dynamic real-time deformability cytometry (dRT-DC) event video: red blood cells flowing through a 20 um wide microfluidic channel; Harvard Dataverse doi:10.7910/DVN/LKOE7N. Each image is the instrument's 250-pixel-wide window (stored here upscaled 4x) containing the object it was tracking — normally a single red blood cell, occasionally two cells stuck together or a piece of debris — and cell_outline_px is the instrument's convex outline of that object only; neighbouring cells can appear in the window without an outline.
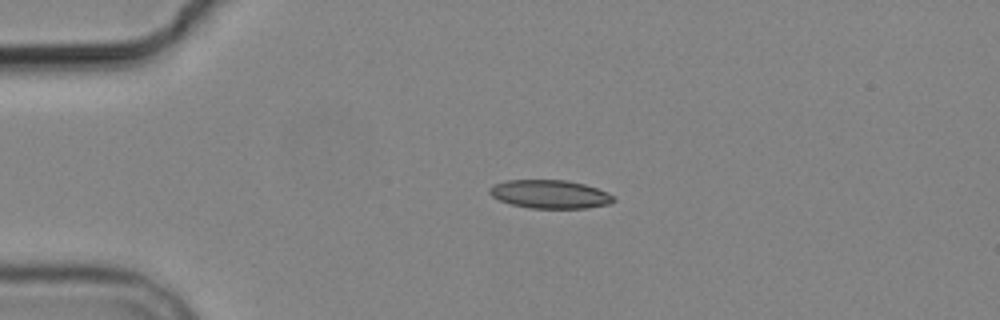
{"species": "common noctule bat (a hibernating species)", "species_latin": "Nyctalus noctula", "temperature_condition": "cold", "stored_images_in_passage": 2, "camera_frame_rate_fps": 3000, "um_per_image_px": 0.085, "animal": {"sex": "male", "body_mass_g": 19.2, "forearm_length_mm": 51.8}, "frame": {"image": 1, "passage_image": 1, "time_ms": 0.0, "image_size_px": [1000, 320], "cell_outline_px": [[616, 200], [608, 204], [588, 208], [532, 208], [512, 204], [500, 200], [492, 196], [488, 192], [488, 188], [492, 184], [504, 180], [568, 180], [584, 184], [608, 192]], "centroid_in_image_um": [46.72, 16.49], "position_along_channel_um": 38.3, "area_um2": 20.58}}